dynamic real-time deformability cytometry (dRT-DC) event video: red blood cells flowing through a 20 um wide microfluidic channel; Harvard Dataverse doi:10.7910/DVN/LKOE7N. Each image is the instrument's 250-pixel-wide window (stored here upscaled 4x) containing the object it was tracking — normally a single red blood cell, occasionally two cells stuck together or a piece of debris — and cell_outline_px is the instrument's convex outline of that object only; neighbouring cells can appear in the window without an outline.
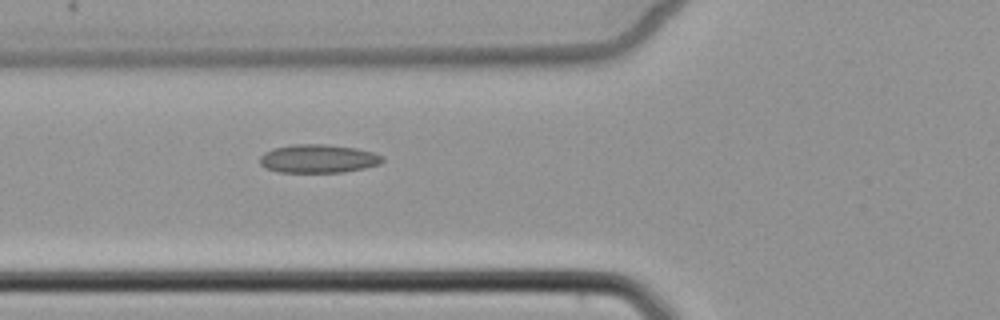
{"species": "common noctule bat (a hibernating species)", "species_latin": "Nyctalus noctula", "temperature_condition": "cold", "stored_images_in_passage": 5, "camera_frame_rate_fps": 3000, "um_per_image_px": 0.085, "animal": {"sex": "female", "body_mass_g": 22.7, "forearm_length_mm": 54.2}, "frame": {"image": 1, "passage_image": 5, "time_ms": 4.667, "image_size_px": [1000, 320], "cell_outline_px": [[384, 160], [380, 164], [364, 168], [344, 172], [280, 172], [264, 168], [260, 164], [260, 156], [264, 152], [272, 148], [292, 144], [324, 144], [356, 148], [372, 152], [384, 156]], "centroid_in_image_um": [27.03, 13.48], "position_along_channel_um": 98.8, "area_um2": 20.46}}